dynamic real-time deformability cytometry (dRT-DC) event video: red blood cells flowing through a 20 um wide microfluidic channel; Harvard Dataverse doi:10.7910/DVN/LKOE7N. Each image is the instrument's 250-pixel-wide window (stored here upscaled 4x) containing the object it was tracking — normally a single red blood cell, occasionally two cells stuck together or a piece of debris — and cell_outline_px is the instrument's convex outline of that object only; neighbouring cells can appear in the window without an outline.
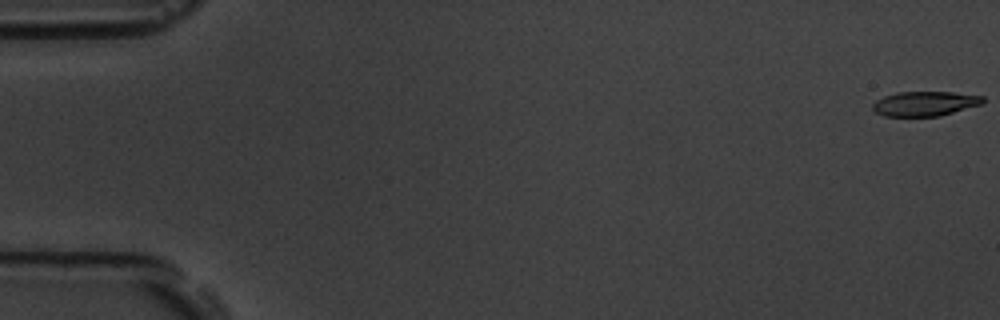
{"species": "common noctule bat (a hibernating species)", "species_latin": "Nyctalus noctula", "temperature_condition": "room temperature", "stored_images_in_passage": 8, "camera_frame_rate_fps": 3000, "um_per_image_px": 0.085, "animal": {"sex": "male", "body_mass_g": 19.5, "forearm_length_mm": 54.6}, "frame": {"image": 1, "passage_image": 1, "time_ms": 0.0, "image_size_px": [1000, 320], "cell_outline_px": [[984, 100], [980, 104], [940, 116], [884, 116], [876, 112], [872, 108], [872, 104], [876, 100], [884, 96], [896, 92], [952, 92], [984, 96]], "centroid_in_image_um": [78.58, 8.8], "position_along_channel_um": 6.4, "area_um2": 15.72}}